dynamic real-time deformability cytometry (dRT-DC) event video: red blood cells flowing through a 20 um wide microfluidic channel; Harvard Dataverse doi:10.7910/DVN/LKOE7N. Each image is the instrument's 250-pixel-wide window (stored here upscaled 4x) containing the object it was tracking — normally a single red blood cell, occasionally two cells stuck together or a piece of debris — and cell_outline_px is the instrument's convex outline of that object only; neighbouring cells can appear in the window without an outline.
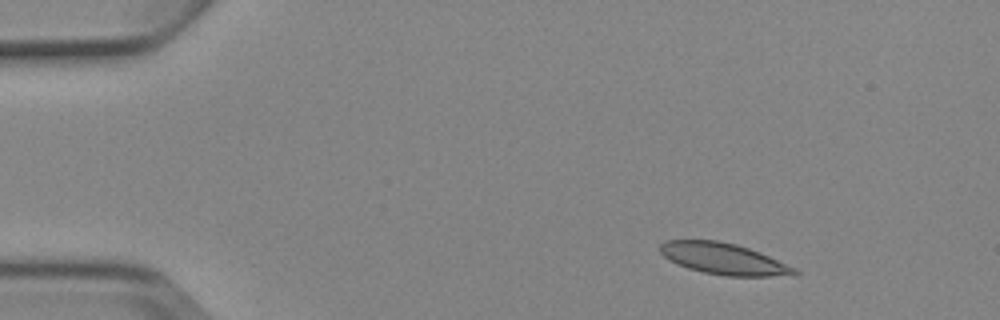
{"species": "Egyptian fruit bat (a non-hibernating species)", "species_latin": "Rousettus aegyptiacus", "temperature_condition": "cold", "stored_images_in_passage": 3, "camera_frame_rate_fps": 3000, "um_per_image_px": 0.085, "animal": {"sex": "female"}, "frame": {"image": 1, "passage_image": 1, "time_ms": 0.0, "image_size_px": [1000, 320], "cell_outline_px": [[800, 272], [796, 276], [724, 276], [704, 272], [688, 268], [664, 256], [660, 252], [660, 244], [664, 240], [716, 240], [736, 244], [760, 252], [796, 268]], "centroid_in_image_um": [61.56, 22.0], "position_along_channel_um": 23.4, "area_um2": 24.51}}
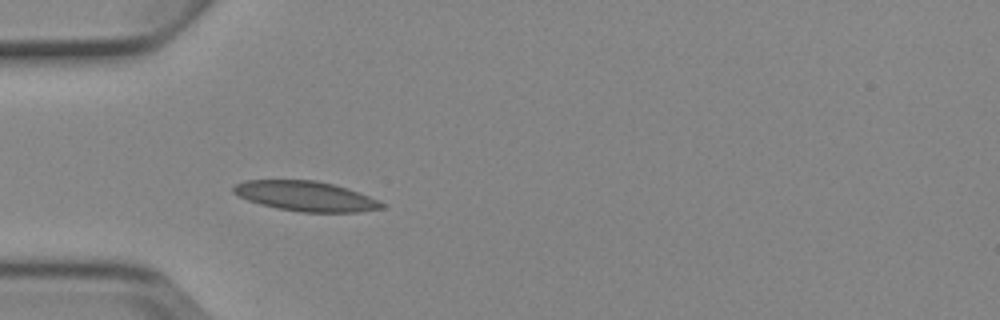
{"frame": {"image": 2, "passage_image": 3, "time_ms": 3.0, "image_size_px": [1000, 320], "cell_outline_px": [[388, 204], [384, 208], [360, 212], [300, 212], [276, 208], [260, 204], [248, 200], [232, 192], [232, 188], [236, 184], [244, 180], [316, 180], [348, 188]], "centroid_in_image_um": [26.01, 16.68], "position_along_channel_um": 59.0, "area_um2": 25.95}}